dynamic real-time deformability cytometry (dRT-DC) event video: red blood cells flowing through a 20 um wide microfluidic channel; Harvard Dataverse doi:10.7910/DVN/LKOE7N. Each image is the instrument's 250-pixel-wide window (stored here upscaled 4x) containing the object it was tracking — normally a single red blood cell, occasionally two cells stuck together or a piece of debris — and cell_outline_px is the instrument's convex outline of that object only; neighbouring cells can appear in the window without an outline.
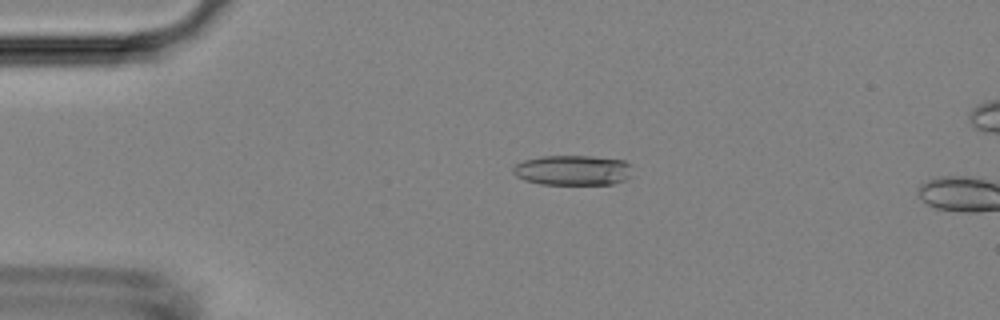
{"species": "Egyptian fruit bat (a non-hibernating species)", "species_latin": "Rousettus aegyptiacus", "temperature_condition": "room temperature", "stored_images_in_passage": 14, "camera_frame_rate_fps": 3000, "um_per_image_px": 0.085, "animal": {"sex": "female"}, "frame": {"image": 1, "passage_image": 12, "time_ms": 3.667, "image_size_px": [1000, 320], "cell_outline_px": [[632, 176], [628, 180], [612, 184], [540, 184], [524, 180], [516, 176], [512, 172], [512, 168], [516, 164], [524, 160], [540, 156], [592, 156], [624, 160], [632, 164]], "centroid_in_image_um": [48.74, 14.47], "position_along_channel_um": 36.3, "area_um2": 21.33}}